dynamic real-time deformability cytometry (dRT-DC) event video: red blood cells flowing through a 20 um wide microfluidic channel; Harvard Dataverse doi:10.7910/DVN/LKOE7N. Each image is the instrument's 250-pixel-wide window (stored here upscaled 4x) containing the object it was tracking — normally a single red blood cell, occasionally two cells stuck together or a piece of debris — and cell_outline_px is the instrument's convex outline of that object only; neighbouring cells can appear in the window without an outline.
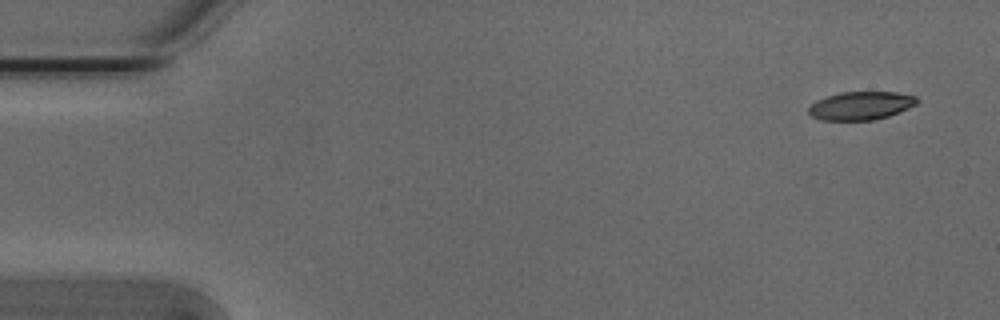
{"species": "Egyptian fruit bat (a non-hibernating species)", "species_latin": "Rousettus aegyptiacus", "temperature_condition": "cold", "stored_images_in_passage": 33, "camera_frame_rate_fps": 3000, "um_per_image_px": 0.085, "animal": {"sex": "male"}, "frame": {"image": 1, "passage_image": 1, "time_ms": 0.0, "image_size_px": [1000, 320], "cell_outline_px": [[916, 104], [908, 108], [888, 116], [872, 120], [820, 120], [812, 116], [808, 112], [808, 108], [816, 100], [840, 92], [896, 92], [916, 96]], "centroid_in_image_um": [73.14, 8.98], "position_along_channel_um": 11.9, "area_um2": 17.69}}
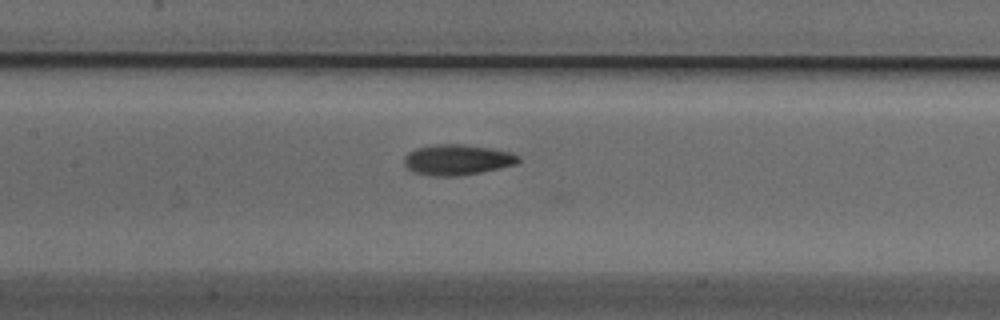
{"frame": {"image": 2, "passage_image": 23, "time_ms": 7.333, "image_size_px": [1000, 320], "cell_outline_px": [[520, 160], [516, 164], [480, 172], [460, 176], [436, 176], [416, 172], [408, 168], [404, 164], [404, 156], [408, 152], [416, 148], [436, 144], [460, 144], [488, 148], [508, 152], [520, 156]], "centroid_in_image_um": [38.84, 13.58], "position_along_channel_um": 168.6, "area_um2": 20.06}}
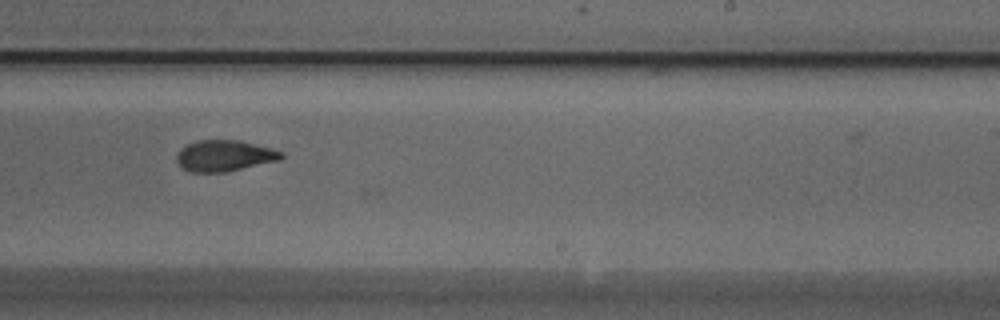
{"frame": {"image": 3, "passage_image": 31, "time_ms": 10.0, "image_size_px": [1000, 320], "cell_outline_px": [[284, 156], [280, 160], [224, 172], [192, 172], [184, 168], [176, 160], [176, 156], [180, 148], [196, 140], [240, 140], [284, 152]], "centroid_in_image_um": [19.08, 13.23], "position_along_channel_um": 269.9, "area_um2": 18.84}}